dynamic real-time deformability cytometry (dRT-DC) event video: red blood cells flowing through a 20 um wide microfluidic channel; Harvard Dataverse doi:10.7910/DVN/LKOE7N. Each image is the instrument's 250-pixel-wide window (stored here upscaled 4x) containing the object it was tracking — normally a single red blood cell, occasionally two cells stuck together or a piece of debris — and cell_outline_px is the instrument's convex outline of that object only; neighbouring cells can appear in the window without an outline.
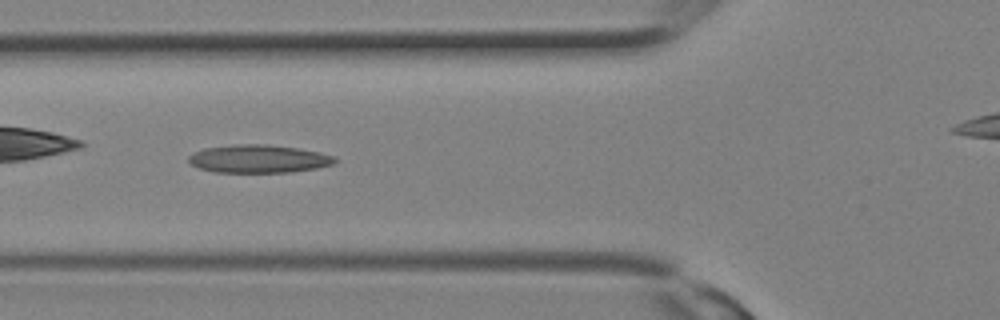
{"species": "Egyptian fruit bat (a non-hibernating species)", "species_latin": "Rousettus aegyptiacus", "temperature_condition": "room temperature", "stored_images_in_passage": 17, "camera_frame_rate_fps": 3000, "um_per_image_px": 0.085, "animal": {"sex": "female"}, "frame": {"image": 1, "passage_image": 10, "time_ms": 3.0, "image_size_px": [1000, 320], "cell_outline_px": [[336, 160], [332, 164], [316, 168], [288, 172], [216, 172], [200, 168], [192, 164], [188, 160], [188, 156], [204, 148], [236, 144], [264, 144], [296, 148], [320, 152], [336, 156]], "centroid_in_image_um": [21.99, 13.49], "position_along_channel_um": 103.8, "area_um2": 23.64}}
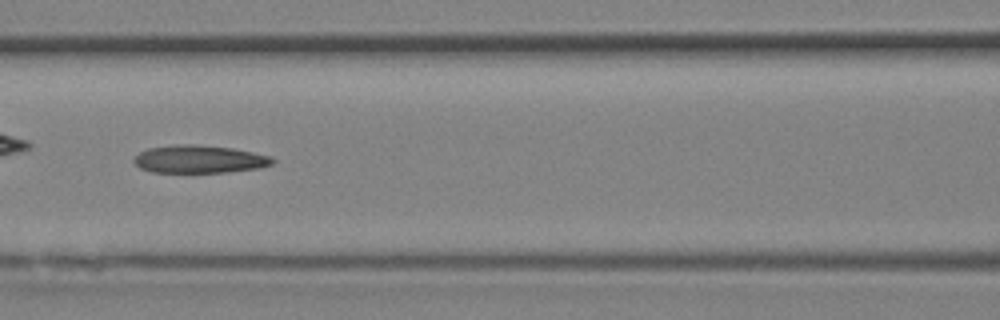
{"frame": {"image": 2, "passage_image": 12, "time_ms": 3.667, "image_size_px": [1000, 320], "cell_outline_px": [[276, 160], [272, 164], [256, 168], [228, 172], [152, 172], [140, 168], [132, 160], [140, 152], [148, 148], [176, 144], [196, 144], [232, 148], [272, 156]], "centroid_in_image_um": [16.94, 13.52], "position_along_channel_um": 149.7, "area_um2": 22.43}}